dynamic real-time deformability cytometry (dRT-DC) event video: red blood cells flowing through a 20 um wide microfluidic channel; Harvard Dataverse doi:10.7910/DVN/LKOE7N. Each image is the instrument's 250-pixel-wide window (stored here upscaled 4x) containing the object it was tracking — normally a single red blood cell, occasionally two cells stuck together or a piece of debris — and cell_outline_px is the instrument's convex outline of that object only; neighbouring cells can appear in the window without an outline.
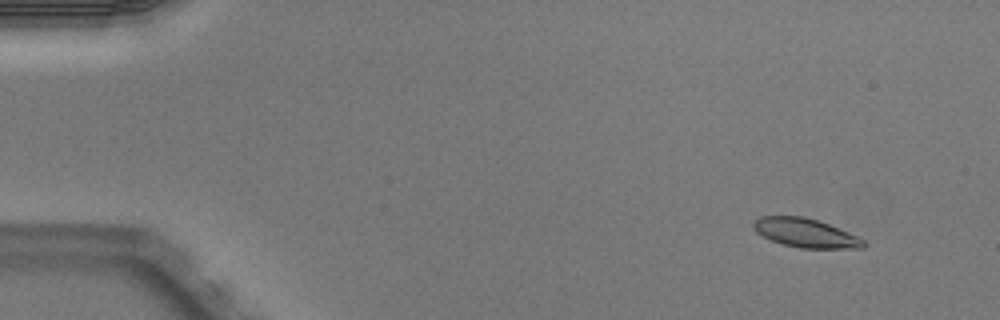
{"species": "Egyptian fruit bat (a non-hibernating species)", "species_latin": "Rousettus aegyptiacus", "temperature_condition": "warm", "stored_images_in_passage": 5, "camera_frame_rate_fps": 3000, "um_per_image_px": 0.085, "animal": {"sex": "male"}, "frame": {"image": 1, "passage_image": 2, "time_ms": 0.333, "image_size_px": [1000, 320], "cell_outline_px": [[868, 244], [864, 248], [800, 248], [784, 244], [772, 240], [756, 232], [752, 228], [752, 224], [760, 216], [804, 216], [828, 224], [856, 236], [864, 240]], "centroid_in_image_um": [68.46, 19.8], "position_along_channel_um": 16.5, "area_um2": 18.32}}